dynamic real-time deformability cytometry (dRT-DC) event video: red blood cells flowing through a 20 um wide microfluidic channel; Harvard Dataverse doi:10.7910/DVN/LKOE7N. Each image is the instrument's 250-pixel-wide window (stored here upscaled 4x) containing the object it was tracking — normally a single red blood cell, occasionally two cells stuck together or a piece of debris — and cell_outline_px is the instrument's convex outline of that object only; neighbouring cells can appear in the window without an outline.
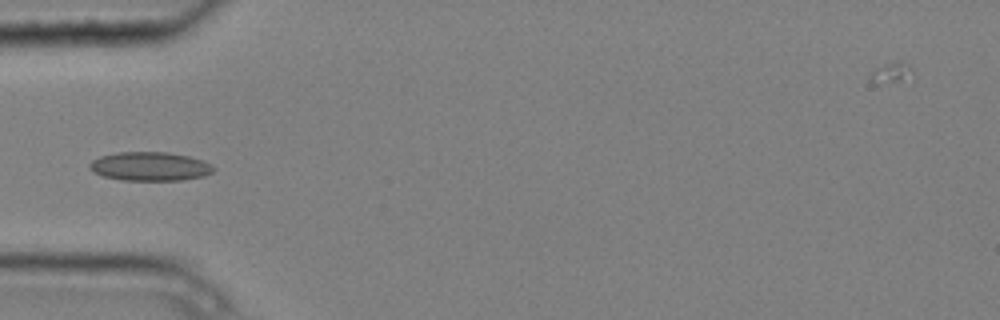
{"species": "common noctule bat (a hibernating species)", "species_latin": "Nyctalus noctula", "temperature_condition": "cold", "stored_images_in_passage": 6, "camera_frame_rate_fps": 3000, "um_per_image_px": 0.085, "animal": {"sex": "male", "body_mass_g": 20.4}, "frame": {"image": 1, "passage_image": 6, "time_ms": 1.667, "image_size_px": [1000, 320], "cell_outline_px": [[216, 168], [212, 172], [204, 176], [180, 180], [120, 180], [104, 176], [92, 172], [88, 168], [88, 164], [92, 160], [100, 156], [116, 152], [168, 152], [188, 156], [204, 160], [212, 164]], "centroid_in_image_um": [12.74, 14.14], "position_along_channel_um": 72.3, "area_um2": 21.04}}